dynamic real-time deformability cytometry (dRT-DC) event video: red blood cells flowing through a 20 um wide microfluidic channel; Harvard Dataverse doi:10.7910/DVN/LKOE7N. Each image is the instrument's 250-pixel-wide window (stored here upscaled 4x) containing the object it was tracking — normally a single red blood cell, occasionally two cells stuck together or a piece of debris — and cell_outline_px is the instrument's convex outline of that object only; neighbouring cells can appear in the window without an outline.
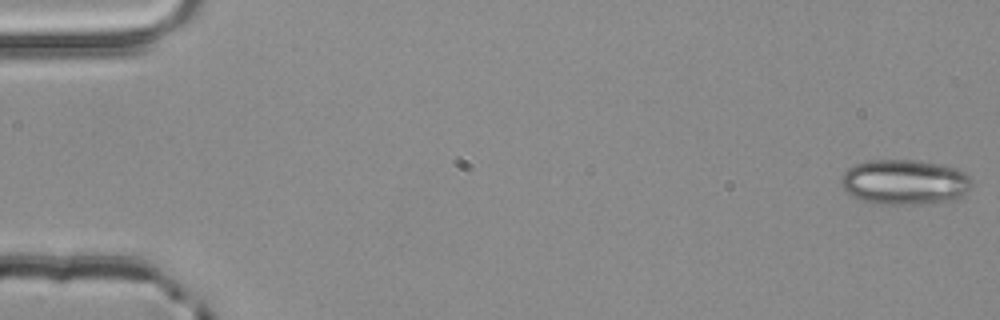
{"species": "common noctule bat (a hibernating species)", "species_latin": "Nyctalus noctula", "temperature_condition": "room temperature", "stored_images_in_passage": 13, "camera_frame_rate_fps": 3000, "um_per_image_px": 0.085, "animal": {"sex": "male", "body_mass_g": 20.4}, "frame": {"image": 1, "passage_image": 1, "time_ms": 0.0, "image_size_px": [1000, 320], "cell_outline_px": [[972, 184], [960, 200], [924, 204], [876, 204], [852, 196], [844, 188], [840, 180], [840, 176], [848, 168], [856, 164], [868, 160], [916, 160], [956, 168], [964, 172], [972, 180]], "centroid_in_image_um": [76.92, 15.49], "position_along_channel_um": 8.1, "area_um2": 34.56}}